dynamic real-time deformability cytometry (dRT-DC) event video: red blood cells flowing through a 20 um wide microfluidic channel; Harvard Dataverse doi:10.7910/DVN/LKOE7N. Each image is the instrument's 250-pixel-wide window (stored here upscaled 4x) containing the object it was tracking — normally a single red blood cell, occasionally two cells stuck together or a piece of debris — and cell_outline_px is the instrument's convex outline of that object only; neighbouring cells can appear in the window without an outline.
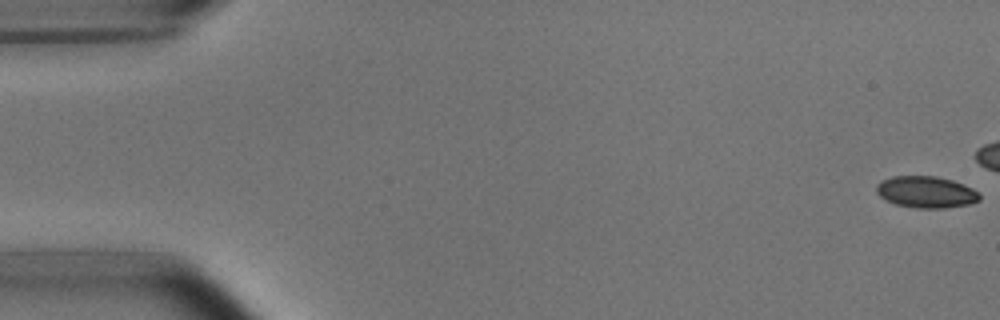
{"species": "common noctule bat (a hibernating species)", "species_latin": "Nyctalus noctula", "temperature_condition": "room temperature", "stored_images_in_passage": 42, "camera_frame_rate_fps": 3000, "um_per_image_px": 0.085, "animal": {"sex": "male", "body_mass_g": 15.6}, "frame": {"image": 1, "passage_image": 1, "time_ms": 0.0, "image_size_px": [1000, 320], "cell_outline_px": [[980, 200], [968, 204], [944, 208], [916, 208], [896, 204], [880, 196], [876, 192], [876, 184], [880, 180], [892, 176], [936, 176], [952, 180], [964, 184], [980, 192]], "centroid_in_image_um": [78.72, 16.31], "position_along_channel_um": 6.3, "area_um2": 19.07}}
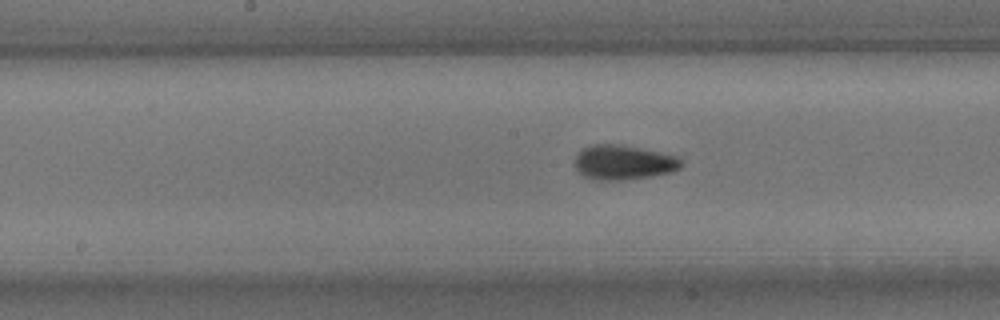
{"frame": {"image": 2, "passage_image": 27, "time_ms": 8.667, "image_size_px": [1000, 320], "cell_outline_px": [[684, 164], [680, 168], [672, 172], [652, 176], [624, 180], [596, 180], [584, 176], [576, 172], [576, 156], [584, 148], [592, 144], [620, 144], [660, 152], [676, 156], [684, 160]], "centroid_in_image_um": [53.03, 13.81], "position_along_channel_um": 195.2, "area_um2": 21.62}}
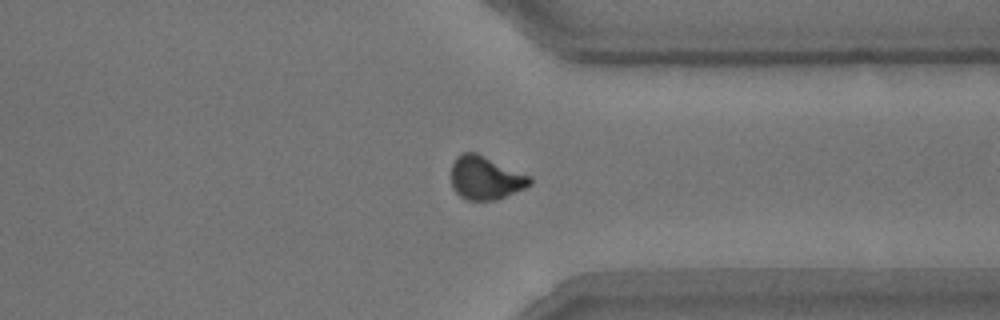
{"frame": {"image": 3, "passage_image": 41, "time_ms": 13.333, "image_size_px": [1000, 320], "cell_outline_px": [[532, 184], [524, 188], [496, 200], [468, 200], [460, 196], [452, 188], [452, 164], [456, 156], [464, 152], [476, 152], [532, 176]], "centroid_in_image_um": [41.28, 15.11], "position_along_channel_um": 370.1, "area_um2": 19.94}}